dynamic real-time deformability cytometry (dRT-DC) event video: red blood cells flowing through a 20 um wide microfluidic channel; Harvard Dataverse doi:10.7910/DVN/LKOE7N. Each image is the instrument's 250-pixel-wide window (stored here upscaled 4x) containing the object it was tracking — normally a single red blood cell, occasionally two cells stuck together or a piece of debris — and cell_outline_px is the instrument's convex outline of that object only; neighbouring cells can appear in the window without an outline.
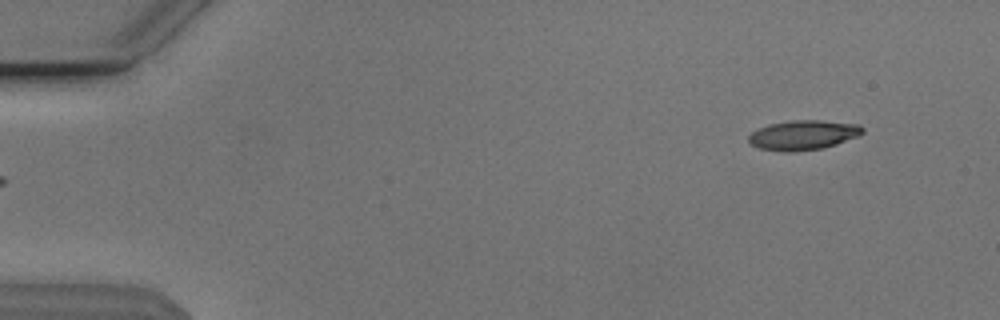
{"species": "Egyptian fruit bat (a non-hibernating species)", "species_latin": "Rousettus aegyptiacus", "temperature_condition": "cold", "stored_images_in_passage": 9, "camera_frame_rate_fps": 3000, "um_per_image_px": 0.085, "animal": {"sex": "male"}, "frame": {"image": 1, "passage_image": 1, "time_ms": 0.0, "image_size_px": [1000, 320], "cell_outline_px": [[864, 132], [860, 136], [824, 148], [792, 152], [784, 152], [760, 148], [748, 144], [748, 136], [752, 132], [768, 124], [792, 120], [820, 120], [860, 124], [864, 128]], "centroid_in_image_um": [68.29, 11.48], "position_along_channel_um": 16.7, "area_um2": 19.94}}